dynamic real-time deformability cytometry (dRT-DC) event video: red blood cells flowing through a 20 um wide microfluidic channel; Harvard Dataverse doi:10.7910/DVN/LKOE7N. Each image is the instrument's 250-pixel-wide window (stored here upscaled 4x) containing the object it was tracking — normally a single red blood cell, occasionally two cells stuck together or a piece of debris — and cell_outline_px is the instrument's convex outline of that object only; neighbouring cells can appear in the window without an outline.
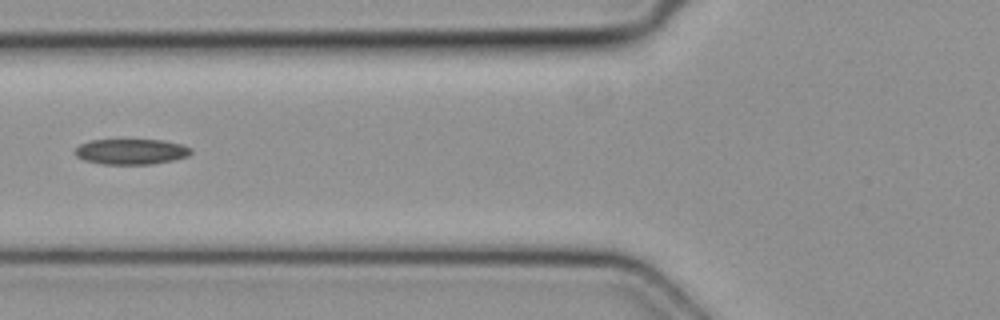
{"species": "common noctule bat (a hibernating species)", "species_latin": "Nyctalus noctula", "temperature_condition": "cold", "stored_images_in_passage": 47, "segment_of_instrument_passage": [2, 2], "camera_frame_rate_fps": 3000, "um_per_image_px": 0.085, "animal": {"sex": "female", "body_mass_g": 19.3, "forearm_length_mm": 54.1}, "frame": {"image": 1, "passage_image": 18, "time_ms": 5.667, "image_size_px": [1000, 320], "cell_outline_px": [[192, 152], [188, 156], [172, 160], [152, 164], [104, 164], [84, 160], [76, 156], [76, 148], [80, 144], [92, 140], [164, 140], [180, 144], [192, 148]], "centroid_in_image_um": [11.17, 12.89], "position_along_channel_um": 114.6, "area_um2": 17.11}}
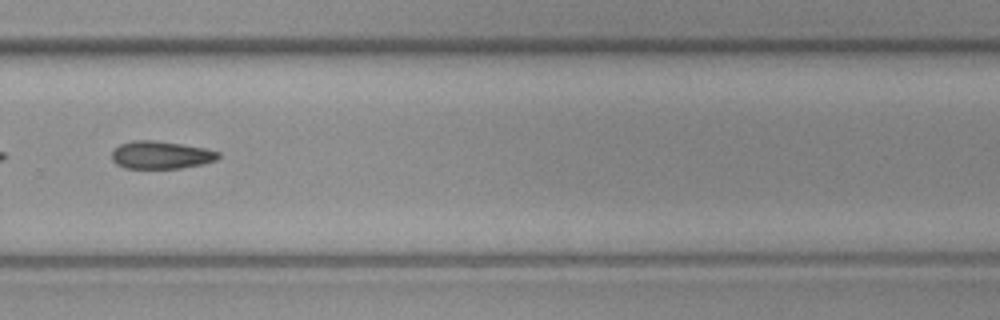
{"frame": {"image": 2, "passage_image": 32, "time_ms": 10.333, "image_size_px": [1000, 320], "cell_outline_px": [[220, 156], [216, 160], [200, 164], [180, 168], [124, 168], [116, 164], [112, 160], [112, 152], [120, 144], [132, 140], [152, 140], [180, 144], [204, 148], [220, 152]], "centroid_in_image_um": [13.65, 13.17], "position_along_channel_um": 316.1, "area_um2": 17.05}}
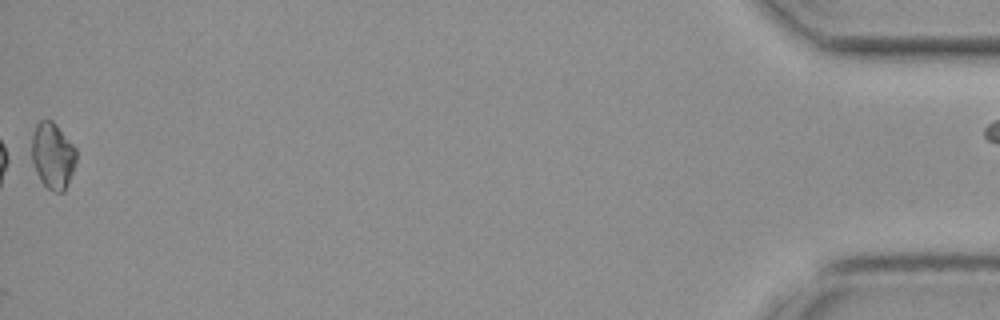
{"frame": {"image": 3, "passage_image": 47, "time_ms": 15.333, "image_size_px": [1000, 320], "cell_outline_px": [[76, 160], [72, 172], [64, 192], [56, 192], [48, 188], [40, 180], [36, 172], [32, 160], [32, 136], [36, 124], [40, 120], [52, 120], [76, 148]], "centroid_in_image_um": [4.47, 13.22], "position_along_channel_um": 430.7, "area_um2": 16.99}}